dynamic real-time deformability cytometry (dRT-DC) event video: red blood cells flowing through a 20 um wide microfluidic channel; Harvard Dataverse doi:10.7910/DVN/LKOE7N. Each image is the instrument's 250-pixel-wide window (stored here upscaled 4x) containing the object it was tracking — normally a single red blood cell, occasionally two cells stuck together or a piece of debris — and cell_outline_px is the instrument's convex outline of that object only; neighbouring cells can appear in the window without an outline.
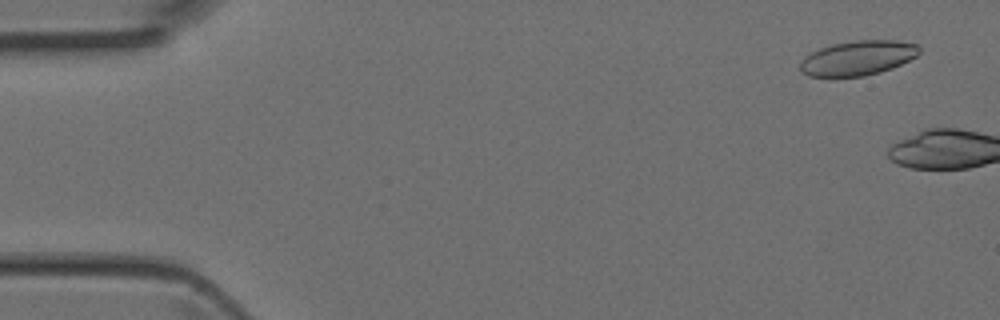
{"species": "Egyptian fruit bat (a non-hibernating species)", "species_latin": "Rousettus aegyptiacus", "temperature_condition": "room temperature", "stored_images_in_passage": 5, "camera_frame_rate_fps": 3000, "um_per_image_px": 0.085, "animal": {"sex": "female"}, "frame": {"image": 1, "passage_image": 1, "time_ms": 0.0, "image_size_px": [1000, 320], "cell_outline_px": [[920, 52], [916, 56], [892, 68], [880, 72], [864, 76], [808, 76], [800, 72], [800, 64], [812, 52], [820, 48], [832, 44], [856, 40], [896, 40], [920, 44]], "centroid_in_image_um": [72.96, 4.92], "position_along_channel_um": 12.0, "area_um2": 23.93}}